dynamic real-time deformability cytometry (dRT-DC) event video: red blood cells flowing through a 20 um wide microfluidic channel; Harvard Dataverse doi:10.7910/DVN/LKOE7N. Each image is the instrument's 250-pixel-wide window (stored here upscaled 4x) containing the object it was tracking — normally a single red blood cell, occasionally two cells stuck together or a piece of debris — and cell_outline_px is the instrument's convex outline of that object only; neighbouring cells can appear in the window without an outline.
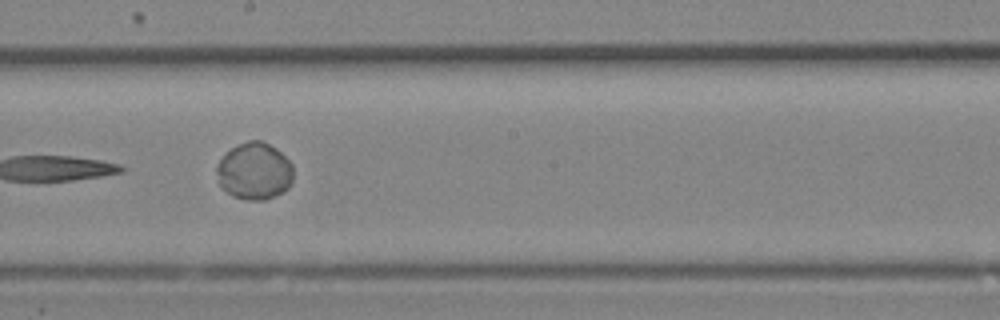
{"species": "Egyptian fruit bat (a non-hibernating species)", "species_latin": "Rousettus aegyptiacus", "temperature_condition": "room temperature", "stored_images_in_passage": 22, "camera_frame_rate_fps": 3000, "um_per_image_px": 0.085, "animal": {"sex": "female"}, "frame": {"image": 1, "passage_image": 13, "time_ms": 4.0, "image_size_px": [1000, 320], "cell_outline_px": [[292, 180], [288, 188], [264, 200], [248, 200], [232, 196], [220, 188], [216, 172], [216, 164], [232, 148], [248, 140], [260, 140], [276, 148], [292, 164]], "centroid_in_image_um": [21.59, 14.56], "position_along_channel_um": 226.6, "area_um2": 25.32}}
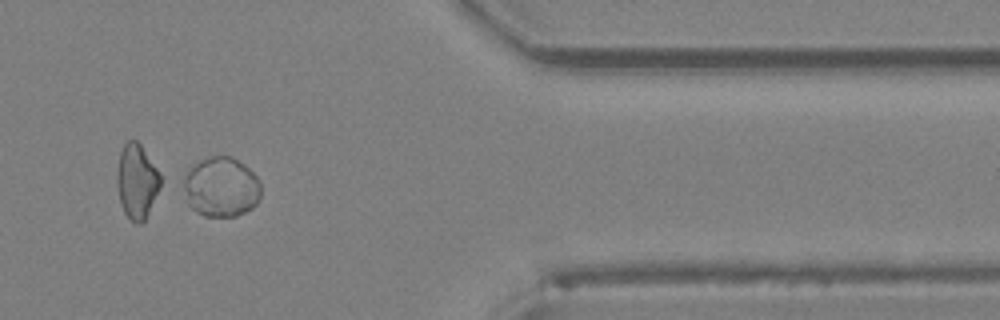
{"frame": {"image": 2, "passage_image": 19, "time_ms": 6.0, "image_size_px": [1000, 320], "cell_outline_px": [[260, 196], [256, 204], [252, 208], [236, 216], [204, 216], [196, 212], [188, 204], [184, 184], [184, 176], [200, 160], [212, 156], [232, 156], [244, 164], [260, 180]], "centroid_in_image_um": [18.82, 15.9], "position_along_channel_um": 392.6, "area_um2": 26.76}}